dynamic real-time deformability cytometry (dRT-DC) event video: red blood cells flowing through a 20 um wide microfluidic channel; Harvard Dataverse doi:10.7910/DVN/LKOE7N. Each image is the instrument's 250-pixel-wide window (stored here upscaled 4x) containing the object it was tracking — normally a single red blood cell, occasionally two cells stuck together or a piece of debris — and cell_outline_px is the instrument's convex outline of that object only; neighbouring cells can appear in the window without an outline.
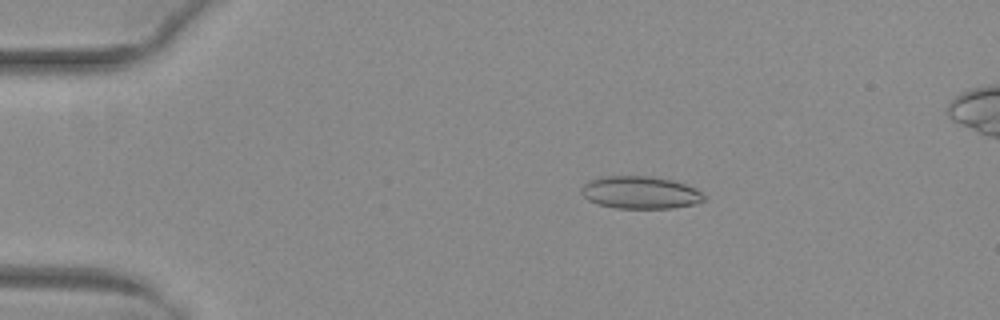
{"species": "common noctule bat (a hibernating species)", "species_latin": "Nyctalus noctula", "temperature_condition": "warm", "stored_images_in_passage": 52, "camera_frame_rate_fps": 3000, "um_per_image_px": 0.085, "animal": {"sex": "female", "body_mass_g": 29.2, "forearm_length_mm": 56.3}, "frame": {"image": 1, "passage_image": 11, "time_ms": 3.333, "image_size_px": [1000, 320], "cell_outline_px": [[704, 200], [696, 204], [672, 208], [616, 208], [600, 204], [588, 200], [580, 192], [580, 188], [588, 180], [604, 176], [652, 176], [672, 180], [696, 188], [704, 196]], "centroid_in_image_um": [54.4, 16.36], "position_along_channel_um": 30.6, "area_um2": 23.24}}
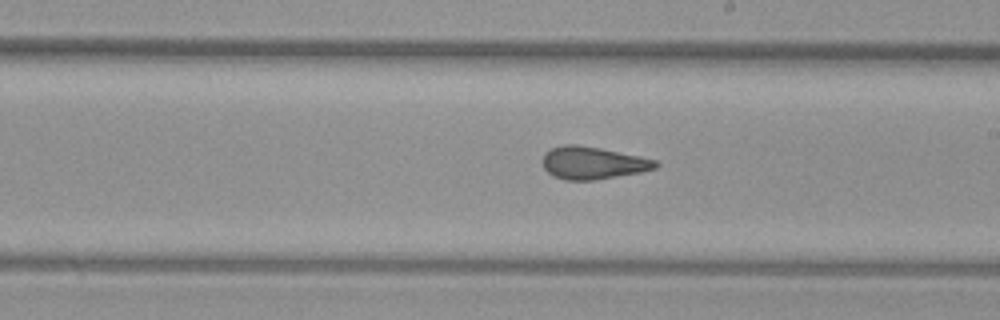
{"frame": {"image": 2, "passage_image": 31, "time_ms": 10.0, "image_size_px": [1000, 320], "cell_outline_px": [[660, 164], [656, 168], [640, 172], [592, 180], [564, 180], [552, 176], [544, 168], [544, 152], [552, 148], [564, 144], [576, 144], [600, 148], [640, 156], [656, 160]], "centroid_in_image_um": [50.38, 13.84], "position_along_channel_um": 238.6, "area_um2": 21.27}}
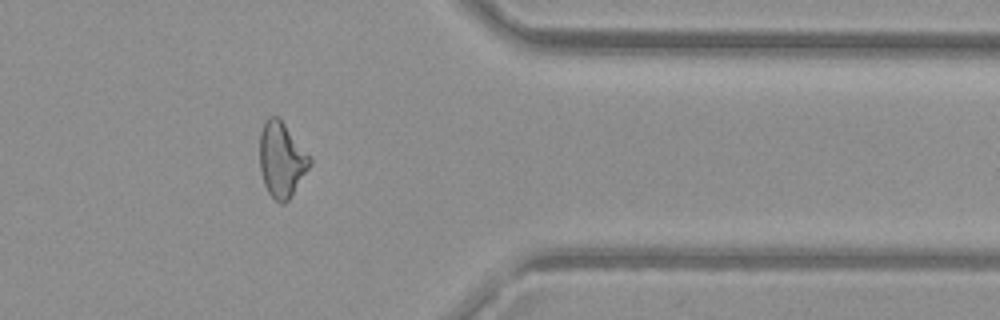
{"frame": {"image": 3, "passage_image": 43, "time_ms": 14.0, "image_size_px": [1000, 320], "cell_outline_px": [[312, 164], [288, 200], [284, 204], [280, 204], [268, 192], [264, 184], [260, 172], [260, 132], [264, 120], [268, 116], [276, 116], [284, 124], [312, 156]], "centroid_in_image_um": [23.94, 13.56], "position_along_channel_um": 387.5, "area_um2": 22.02}, "authors_computed_cell_mechanics": {"area_um2": 22.7154, "velocity_mm_per_s": 4.0812, "shape_relaxation_time_tau1_ms": null, "shape_relaxation_time_tau2_ms": 1.5559, "deformation_change_tau1": null, "deformation_change_tau2": 0.1045}}